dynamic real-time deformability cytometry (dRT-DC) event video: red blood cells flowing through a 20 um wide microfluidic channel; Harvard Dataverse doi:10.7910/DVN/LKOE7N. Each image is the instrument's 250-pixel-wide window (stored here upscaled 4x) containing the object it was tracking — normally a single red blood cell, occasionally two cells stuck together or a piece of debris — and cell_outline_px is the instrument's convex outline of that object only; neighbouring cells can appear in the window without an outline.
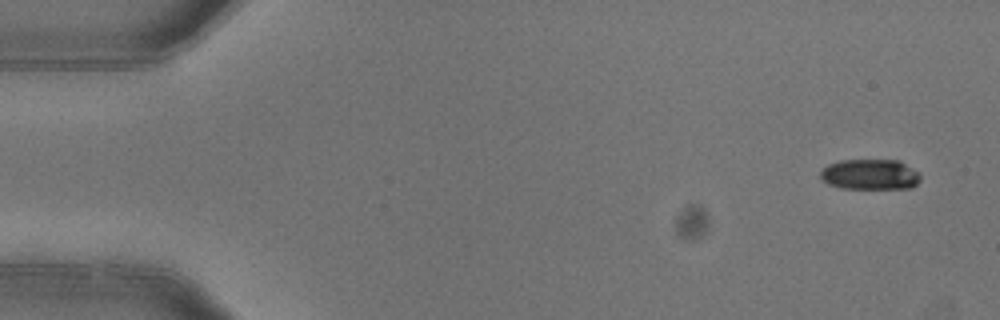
{"species": "common noctule bat (a hibernating species)", "species_latin": "Nyctalus noctula", "temperature_condition": "warm", "stored_images_in_passage": 5, "camera_frame_rate_fps": 3000, "um_per_image_px": 0.085, "animal": {"sex": "female"}, "frame": {"image": 1, "passage_image": 1, "time_ms": 0.0, "image_size_px": [1000, 320], "cell_outline_px": [[920, 180], [912, 188], [840, 188], [828, 184], [820, 180], [820, 172], [828, 164], [840, 160], [900, 160], [920, 172]], "centroid_in_image_um": [73.96, 14.82], "position_along_channel_um": 11.0, "area_um2": 17.98}}
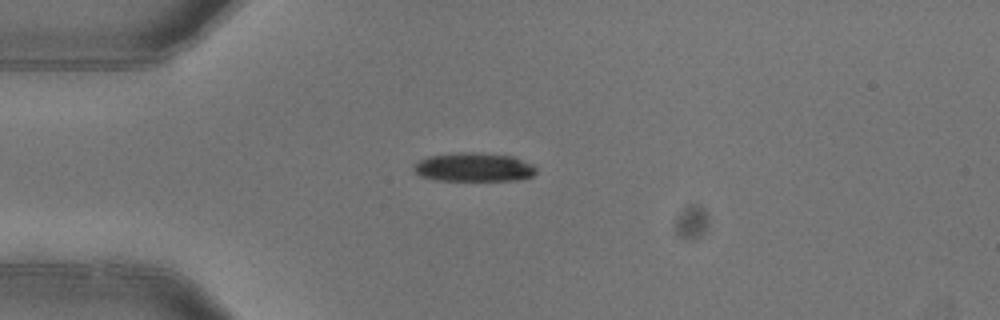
{"frame": {"image": 2, "passage_image": 4, "time_ms": 1.0, "image_size_px": [1000, 320], "cell_outline_px": [[536, 172], [532, 176], [516, 180], [436, 180], [420, 176], [412, 172], [412, 168], [420, 160], [428, 156], [460, 152], [476, 152], [512, 156], [532, 164], [536, 168]], "centroid_in_image_um": [40.24, 14.21], "position_along_channel_um": 44.8, "area_um2": 20.52}}
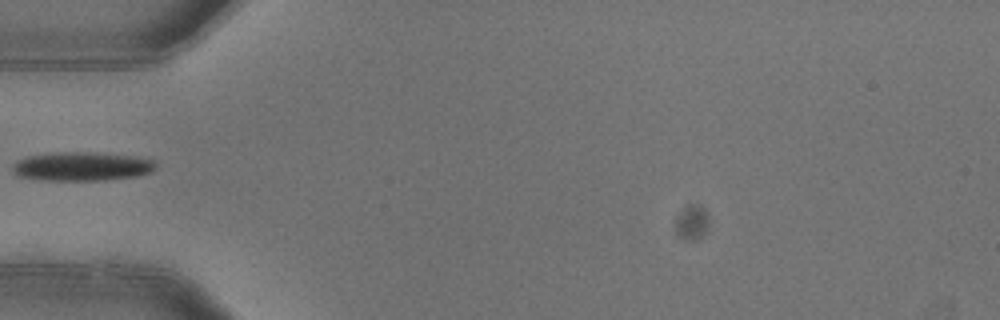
{"frame": {"image": 3, "passage_image": 5, "time_ms": 1.333, "image_size_px": [1000, 320], "cell_outline_px": [[156, 168], [152, 172], [136, 176], [104, 180], [44, 180], [20, 176], [12, 172], [12, 168], [20, 160], [28, 156], [60, 152], [88, 152], [136, 156], [156, 160]], "centroid_in_image_um": [7.04, 14.14], "position_along_channel_um": 78.0, "area_um2": 23.93}}